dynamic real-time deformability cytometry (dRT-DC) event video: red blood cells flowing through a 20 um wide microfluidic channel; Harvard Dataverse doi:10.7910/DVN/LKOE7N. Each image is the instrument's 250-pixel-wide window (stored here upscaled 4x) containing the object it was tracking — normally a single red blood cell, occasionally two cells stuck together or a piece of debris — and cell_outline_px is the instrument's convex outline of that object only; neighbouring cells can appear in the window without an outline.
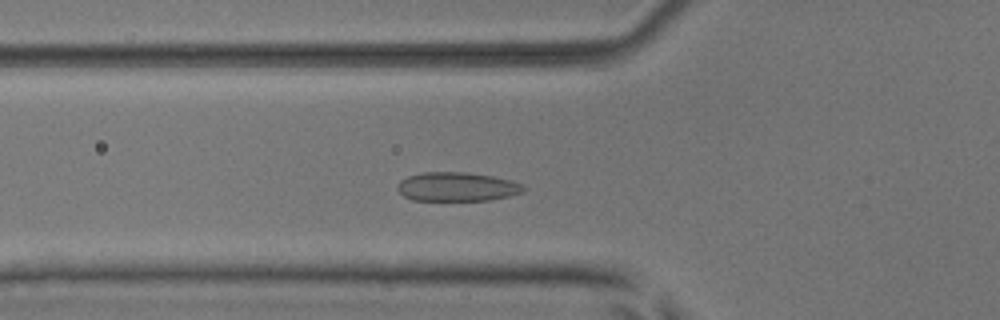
{"species": "common noctule bat (a hibernating species)", "species_latin": "Nyctalus noctula", "temperature_condition": "room temperature", "stored_images_in_passage": 43, "camera_frame_rate_fps": 3000, "um_per_image_px": 0.085, "animal": {"sex": "male", "body_mass_g": 17.9, "forearm_length_mm": 54.2}, "frame": {"image": 1, "passage_image": 9, "time_ms": 2.667, "image_size_px": [1000, 320], "cell_outline_px": [[528, 188], [524, 192], [508, 196], [488, 200], [412, 200], [404, 196], [396, 188], [400, 180], [408, 176], [424, 172], [468, 172], [492, 176], [508, 180], [520, 184]], "centroid_in_image_um": [38.83, 15.87], "position_along_channel_um": 87.0, "area_um2": 21.21}}
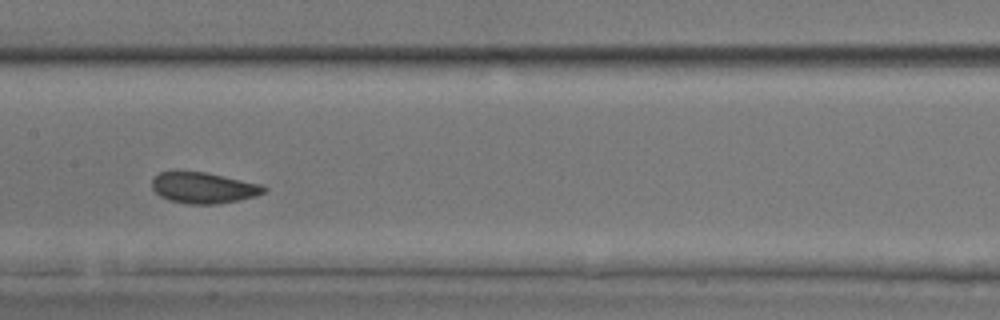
{"frame": {"image": 2, "passage_image": 17, "time_ms": 5.333, "image_size_px": [1000, 320], "cell_outline_px": [[268, 188], [264, 192], [256, 196], [216, 204], [188, 204], [168, 200], [160, 196], [152, 188], [152, 176], [160, 172], [204, 172], [264, 184]], "centroid_in_image_um": [17.3, 15.96], "position_along_channel_um": 190.1, "area_um2": 20.23}}
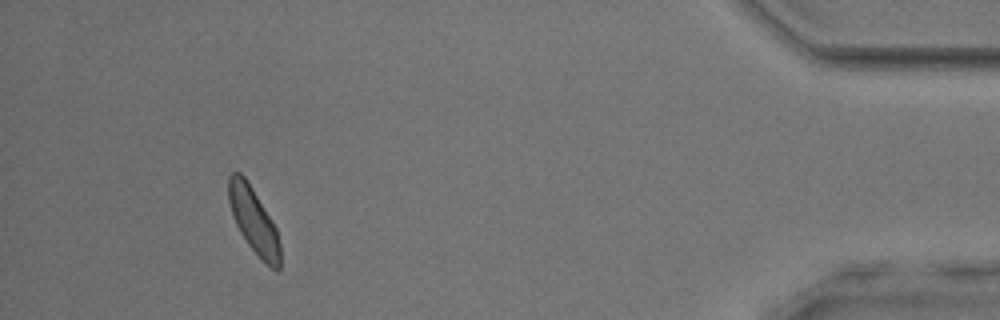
{"frame": {"image": 3, "passage_image": 39, "time_ms": 12.667, "image_size_px": [1000, 320], "cell_outline_px": [[280, 268], [276, 272], [248, 244], [240, 232], [232, 216], [228, 200], [228, 176], [232, 172], [240, 172], [248, 180], [272, 220], [276, 228], [280, 244]], "centroid_in_image_um": [21.55, 18.69], "position_along_channel_um": 413.7, "area_um2": 19.59}, "authors_computed_cell_mechanics": {"area_um2": 20.2878, "velocity_mm_per_s": 3.8741, "shape_relaxation_time_tau1_ms": 3.5027, "shape_relaxation_time_tau2_ms": 0.7867, "deformation_change_tau1": 0.0798, "deformation_change_tau2": 0.0597}}